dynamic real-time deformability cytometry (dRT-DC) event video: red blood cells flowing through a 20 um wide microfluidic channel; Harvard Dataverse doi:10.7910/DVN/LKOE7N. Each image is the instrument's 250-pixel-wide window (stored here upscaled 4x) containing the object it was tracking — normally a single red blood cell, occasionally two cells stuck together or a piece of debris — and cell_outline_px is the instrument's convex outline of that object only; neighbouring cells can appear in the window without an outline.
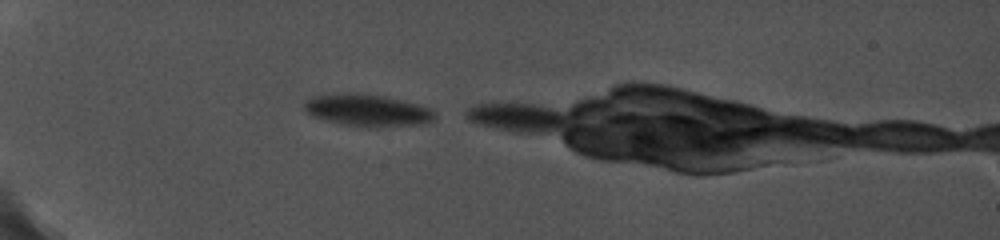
{"species": "common noctule bat (a hibernating species)", "species_latin": "Nyctalus noctula", "temperature_condition": "cold", "stored_images_in_passage": 6, "camera_frame_rate_fps": 5000, "um_per_image_px": 0.085, "animal": {"sex": "female", "body_mass_g": 19.0, "forearm_length_mm": 56.7}, "frame": {"image": 1, "passage_image": 1, "time_ms": 0.0, "image_size_px": [1000, 240], "cell_outline_px": [[436, 116], [432, 120], [424, 124], [376, 128], [368, 128], [340, 124], [324, 120], [312, 116], [304, 108], [304, 100], [312, 96], [344, 92], [360, 92], [384, 96], [404, 100], [420, 104], [436, 112]], "centroid_in_image_um": [31.23, 9.37], "position_along_channel_um": 53.8, "area_um2": 25.09}}